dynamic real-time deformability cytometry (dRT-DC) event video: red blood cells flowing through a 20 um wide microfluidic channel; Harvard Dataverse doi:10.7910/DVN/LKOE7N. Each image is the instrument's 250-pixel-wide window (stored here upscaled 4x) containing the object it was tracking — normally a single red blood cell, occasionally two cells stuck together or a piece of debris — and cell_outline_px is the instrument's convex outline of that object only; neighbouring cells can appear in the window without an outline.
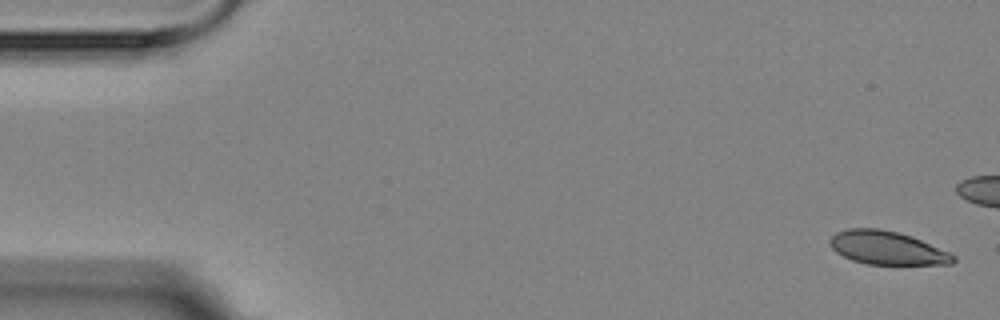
{"species": "Egyptian fruit bat (a non-hibernating species)", "species_latin": "Rousettus aegyptiacus", "temperature_condition": "room temperature", "stored_images_in_passage": 5, "camera_frame_rate_fps": 3000, "um_per_image_px": 0.085, "animal": {"sex": "female"}, "frame": {"image": 1, "passage_image": 1, "time_ms": 0.0, "image_size_px": [1000, 320], "cell_outline_px": [[956, 260], [952, 264], [864, 264], [852, 260], [836, 252], [828, 244], [828, 240], [836, 232], [848, 228], [880, 228], [912, 236], [948, 252], [956, 256]], "centroid_in_image_um": [75.36, 21.07], "position_along_channel_um": 9.6, "area_um2": 23.99}}